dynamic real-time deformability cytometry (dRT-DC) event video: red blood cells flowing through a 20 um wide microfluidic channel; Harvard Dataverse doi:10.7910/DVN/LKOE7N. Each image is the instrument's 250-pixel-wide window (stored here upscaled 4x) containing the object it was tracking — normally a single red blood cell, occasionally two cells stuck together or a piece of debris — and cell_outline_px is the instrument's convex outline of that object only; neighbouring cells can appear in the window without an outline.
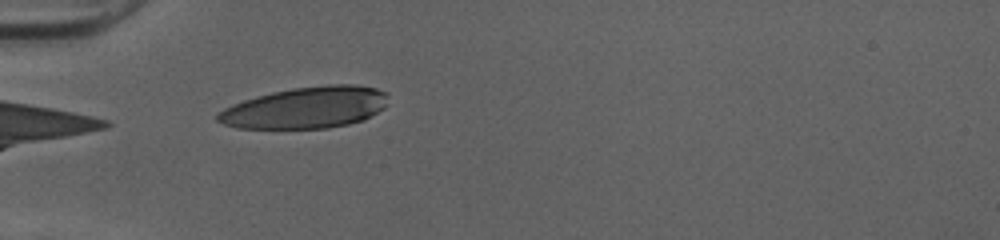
{"species": "human", "species_latin": "Homo sapiens", "temperature_condition": "cold", "stored_images_in_passage": 35, "camera_frame_rate_fps": 3000, "um_per_image_px": 0.085, "donor": {"sex": "female"}, "frame": {"image": 1, "passage_image": 1, "time_ms": 0.0, "image_size_px": [1000, 240], "cell_outline_px": [[388, 104], [384, 108], [364, 120], [348, 124], [328, 128], [236, 128], [224, 124], [216, 120], [216, 112], [232, 104], [256, 96], [272, 92], [292, 88], [328, 84], [356, 84], [376, 88], [388, 92]], "centroid_in_image_um": [26.02, 9.14], "position_along_channel_um": 59.0, "area_um2": 41.62}}
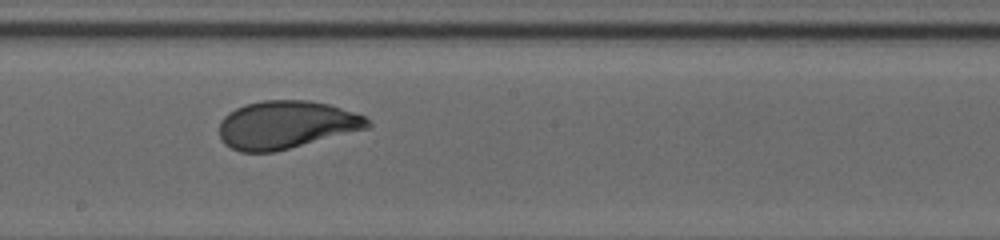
{"frame": {"image": 2, "passage_image": 14, "time_ms": 4.333, "image_size_px": [1000, 240], "cell_outline_px": [[372, 124], [368, 128], [272, 152], [240, 152], [224, 144], [220, 136], [220, 120], [228, 112], [244, 104], [264, 100], [308, 100], [328, 104], [364, 116]], "centroid_in_image_um": [24.28, 10.6], "position_along_channel_um": 223.9, "area_um2": 41.04}}
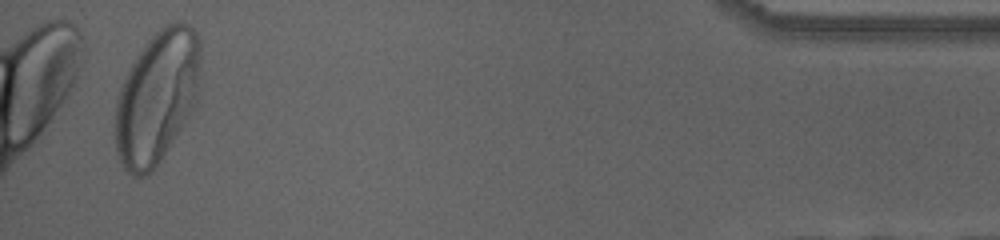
{"frame": {"image": 3, "passage_image": 34, "time_ms": 11.0, "image_size_px": [1000, 240], "cell_outline_px": [[200, 60], [196, 100], [188, 116], [160, 160], [152, 172], [144, 176], [132, 176], [124, 168], [116, 152], [116, 100], [124, 76], [128, 68], [136, 56], [148, 40], [160, 28], [168, 24], [180, 20], [188, 24], [196, 32], [200, 40]], "centroid_in_image_um": [13.33, 8.22], "position_along_channel_um": 421.9, "area_um2": 65.37}, "authors_computed_cell_mechanics": {"area_um2": 42.1362, "velocity_mm_per_s": 3.9965, "shape_relaxation_time_tau1_ms": 2.816, "shape_relaxation_time_tau2_ms": null, "deformation_change_tau1": 0.15, "deformation_change_tau2": null}}